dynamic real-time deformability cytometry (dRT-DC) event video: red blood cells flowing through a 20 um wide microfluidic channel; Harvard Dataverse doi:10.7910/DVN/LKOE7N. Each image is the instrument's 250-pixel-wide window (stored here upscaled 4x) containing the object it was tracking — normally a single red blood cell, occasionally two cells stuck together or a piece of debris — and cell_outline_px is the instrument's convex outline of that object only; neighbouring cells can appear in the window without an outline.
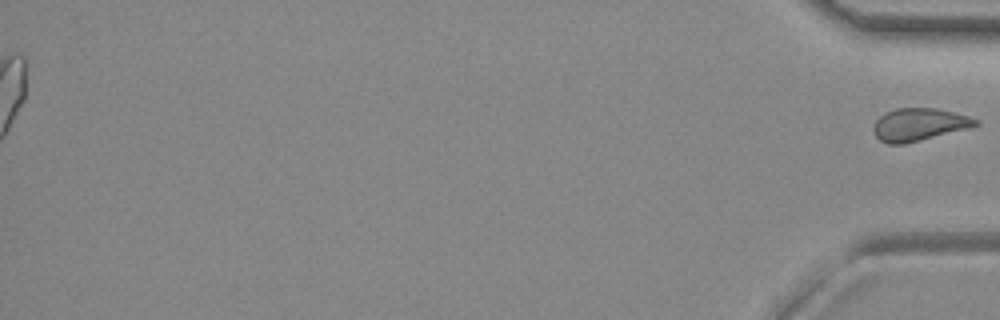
{"species": "common noctule bat (a hibernating species)", "species_latin": "Nyctalus noctula", "temperature_condition": "room temperature", "stored_images_in_passage": 52, "segment_of_instrument_passage": [2, 2], "camera_frame_rate_fps": 3000, "um_per_image_px": 0.085, "animal": {"sex": "female", "body_mass_g": 29.2, "forearm_length_mm": 56.3}, "frame": {"image": 1, "passage_image": 52, "time_ms": 17.0, "image_size_px": [1000, 320], "cell_outline_px": [[980, 124], [968, 128], [904, 144], [888, 144], [880, 140], [872, 132], [872, 128], [876, 120], [880, 116], [896, 108], [936, 108], [968, 116], [976, 120]], "centroid_in_image_um": [78.07, 10.59], "position_along_channel_um": 357.1, "area_um2": 19.13}}